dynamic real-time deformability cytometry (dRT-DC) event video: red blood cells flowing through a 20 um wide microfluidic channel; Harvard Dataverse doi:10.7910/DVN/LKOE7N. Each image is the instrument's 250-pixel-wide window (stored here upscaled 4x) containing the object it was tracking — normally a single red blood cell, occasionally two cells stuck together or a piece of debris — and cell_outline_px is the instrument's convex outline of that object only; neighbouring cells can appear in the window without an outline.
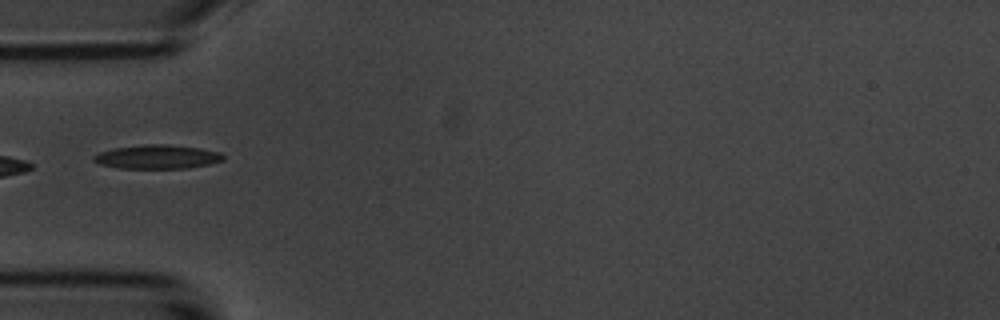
{"species": "common noctule bat (a hibernating species)", "species_latin": "Nyctalus noctula", "temperature_condition": "room temperature", "stored_images_in_passage": 5, "camera_frame_rate_fps": 3000, "um_per_image_px": 0.085, "animal": {"sex": "male", "body_mass_g": 20.1, "forearm_length_mm": 53.5}, "frame": {"image": 1, "passage_image": 5, "time_ms": 5.333, "image_size_px": [1000, 320], "cell_outline_px": [[224, 160], [208, 164], [188, 168], [116, 168], [100, 164], [92, 160], [92, 156], [100, 152], [116, 148], [144, 144], [168, 144], [200, 148], [220, 152], [224, 156]], "centroid_in_image_um": [13.36, 13.33], "position_along_channel_um": 71.6, "area_um2": 18.03}}